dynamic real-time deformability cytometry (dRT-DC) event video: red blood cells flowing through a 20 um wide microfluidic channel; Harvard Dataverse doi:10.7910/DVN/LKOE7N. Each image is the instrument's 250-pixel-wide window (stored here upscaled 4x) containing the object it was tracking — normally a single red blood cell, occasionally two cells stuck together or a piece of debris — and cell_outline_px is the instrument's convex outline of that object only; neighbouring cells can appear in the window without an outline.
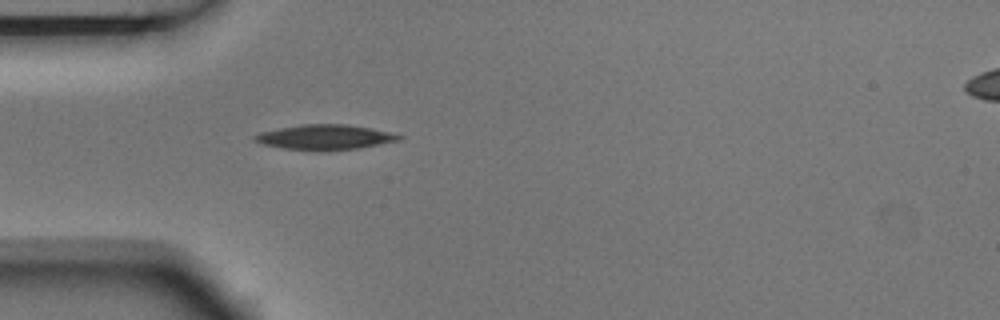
{"species": "Egyptian fruit bat (a non-hibernating species)", "species_latin": "Rousettus aegyptiacus", "temperature_condition": "room temperature", "stored_images_in_passage": 1, "camera_frame_rate_fps": 3000, "um_per_image_px": 0.085, "animal": {"sex": "male"}, "frame": {"image": 1, "passage_image": 1, "time_ms": 0.0, "image_size_px": [1000, 320], "cell_outline_px": [[404, 136], [400, 140], [356, 148], [284, 148], [264, 144], [252, 140], [252, 136], [260, 132], [280, 128], [304, 124], [348, 124], [388, 132]], "centroid_in_image_um": [27.59, 11.61], "position_along_channel_um": 57.4, "area_um2": 19.88}}